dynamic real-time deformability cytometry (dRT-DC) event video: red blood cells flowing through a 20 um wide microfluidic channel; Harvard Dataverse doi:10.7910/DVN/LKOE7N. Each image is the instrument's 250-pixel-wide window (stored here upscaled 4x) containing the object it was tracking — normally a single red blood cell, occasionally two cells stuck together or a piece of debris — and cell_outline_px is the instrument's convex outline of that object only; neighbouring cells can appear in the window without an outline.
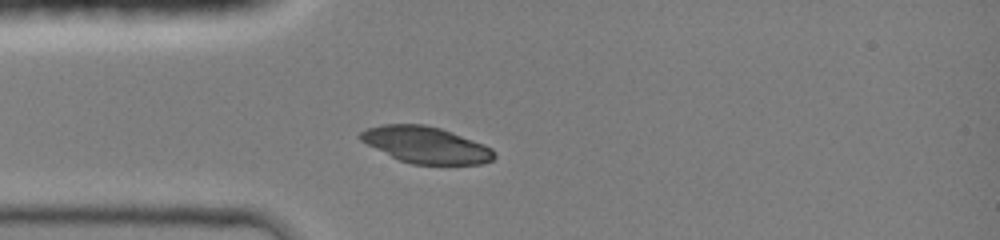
{"species": "common noctule bat (a hibernating species)", "species_latin": "Nyctalus noctula", "temperature_condition": "room temperature", "stored_images_in_passage": 3, "camera_frame_rate_fps": 3000, "um_per_image_px": 0.085, "animal": {"sex": "female", "body_mass_g": 19.0, "forearm_length_mm": 51.5}, "frame": {"image": 1, "passage_image": 1, "time_ms": 0.0, "image_size_px": [1000, 240], "cell_outline_px": [[496, 156], [492, 160], [480, 164], [412, 164], [400, 160], [360, 140], [356, 136], [360, 132], [368, 128], [380, 124], [424, 124], [440, 128], [452, 132], [484, 144], [492, 148], [496, 152]], "centroid_in_image_um": [36.22, 12.3], "position_along_channel_um": 48.8, "area_um2": 28.32}}
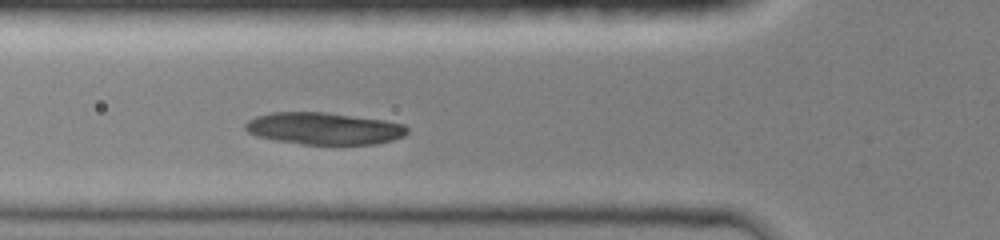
{"frame": {"image": 2, "passage_image": 3, "time_ms": 1.333, "image_size_px": [1000, 240], "cell_outline_px": [[408, 132], [404, 136], [392, 140], [376, 144], [300, 144], [276, 140], [256, 136], [248, 132], [244, 128], [244, 124], [248, 120], [256, 116], [272, 112], [328, 112], [384, 120], [404, 124], [408, 128]], "centroid_in_image_um": [27.53, 10.92], "position_along_channel_um": 98.3, "area_um2": 30.35}}